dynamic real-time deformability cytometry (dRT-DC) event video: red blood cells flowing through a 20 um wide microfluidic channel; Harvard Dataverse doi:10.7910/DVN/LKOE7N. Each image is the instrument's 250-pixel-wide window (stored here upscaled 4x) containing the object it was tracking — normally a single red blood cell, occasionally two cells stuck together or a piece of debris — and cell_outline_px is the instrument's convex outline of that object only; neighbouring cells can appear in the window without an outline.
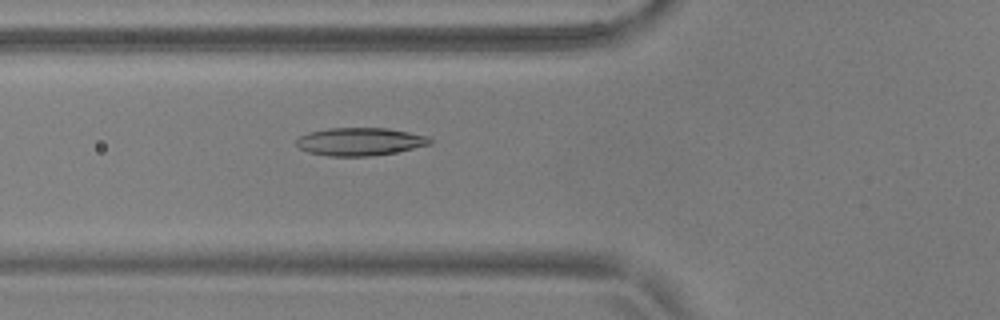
{"species": "common noctule bat (a hibernating species)", "species_latin": "Nyctalus noctula", "temperature_condition": "warm", "stored_images_in_passage": 55, "camera_frame_rate_fps": 3000, "um_per_image_px": 0.085, "animal": {"sex": "male", "body_mass_g": 17.9, "forearm_length_mm": 54.2}, "frame": {"image": 1, "passage_image": 21, "time_ms": 6.667, "image_size_px": [1000, 320], "cell_outline_px": [[432, 144], [396, 152], [368, 156], [328, 156], [308, 152], [300, 148], [296, 144], [296, 140], [300, 136], [308, 132], [328, 128], [388, 128], [428, 136], [432, 140]], "centroid_in_image_um": [30.59, 12.03], "position_along_channel_um": 95.2, "area_um2": 21.73}}
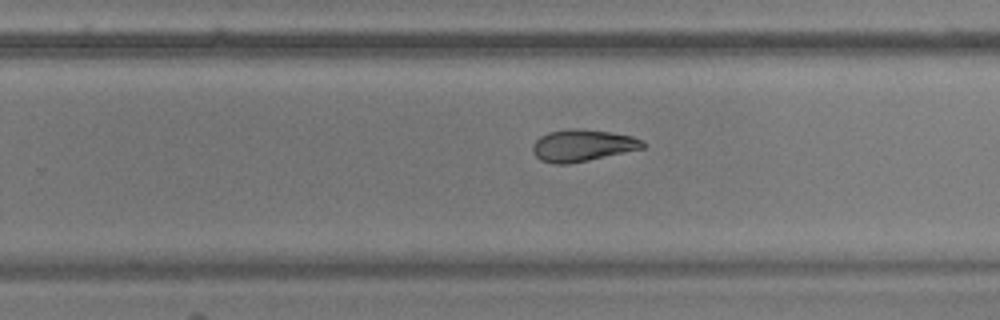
{"frame": {"image": 2, "passage_image": 36, "time_ms": 11.667, "image_size_px": [1000, 320], "cell_outline_px": [[644, 148], [588, 160], [568, 164], [552, 164], [540, 160], [532, 152], [532, 144], [540, 136], [548, 132], [568, 128], [576, 128], [608, 132], [632, 136], [640, 140], [644, 144]], "centroid_in_image_um": [49.44, 12.36], "position_along_channel_um": 280.4, "area_um2": 20.35}}
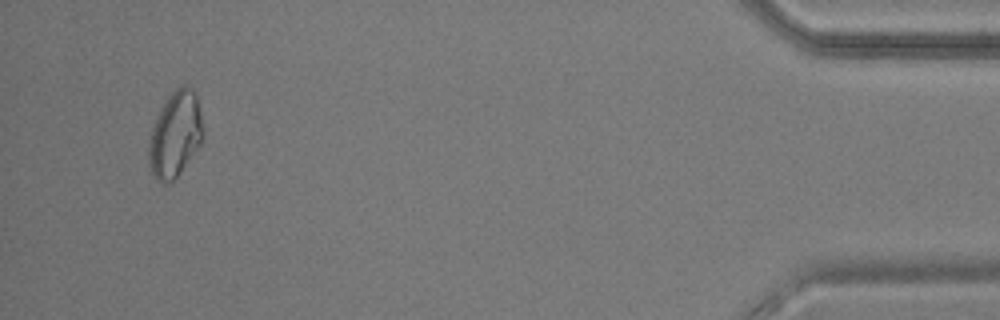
{"frame": {"image": 3, "passage_image": 53, "time_ms": 17.333, "image_size_px": [1000, 320], "cell_outline_px": [[204, 136], [200, 144], [176, 176], [168, 184], [156, 180], [148, 164], [148, 144], [152, 128], [156, 116], [168, 96], [176, 88], [184, 84], [196, 92], [204, 128]], "centroid_in_image_um": [14.89, 11.4], "position_along_channel_um": 420.3, "area_um2": 26.99}}